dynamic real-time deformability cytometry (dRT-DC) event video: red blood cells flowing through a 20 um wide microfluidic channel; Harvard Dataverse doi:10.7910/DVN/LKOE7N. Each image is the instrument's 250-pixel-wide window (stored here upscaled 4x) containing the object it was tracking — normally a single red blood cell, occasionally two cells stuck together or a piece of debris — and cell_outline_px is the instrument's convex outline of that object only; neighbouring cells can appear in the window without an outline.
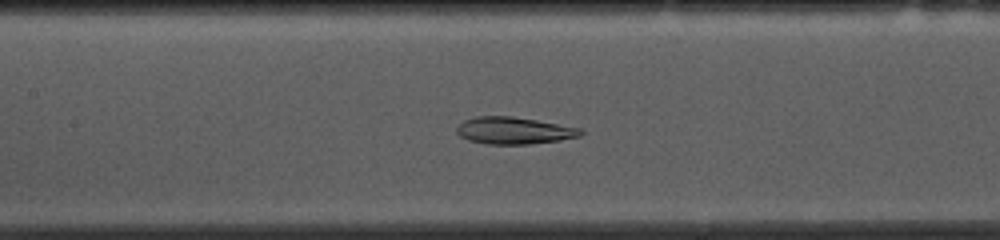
{"species": "common noctule bat (a hibernating species)", "species_latin": "Nyctalus noctula", "temperature_condition": "cold", "stored_images_in_passage": 54, "segment_of_instrument_passage": [1, 2], "camera_frame_rate_fps": 3000, "um_per_image_px": 0.085, "animal": {"sex": "female", "body_mass_g": 10.0, "forearm_length_mm": 53.1}, "frame": {"image": 1, "passage_image": 23, "time_ms": 7.333, "image_size_px": [1000, 240], "cell_outline_px": [[584, 132], [580, 136], [560, 140], [528, 144], [488, 144], [468, 140], [460, 136], [456, 132], [456, 128], [464, 120], [476, 116], [512, 116], [584, 128]], "centroid_in_image_um": [43.71, 11.09], "position_along_channel_um": 163.7, "area_um2": 19.59}}
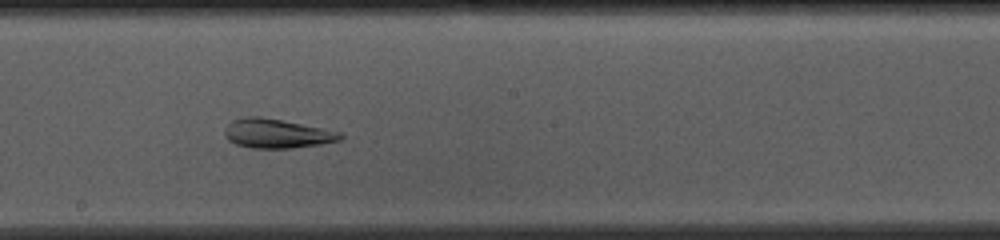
{"frame": {"image": 2, "passage_image": 28, "time_ms": 9.0, "image_size_px": [1000, 240], "cell_outline_px": [[344, 136], [340, 140], [320, 144], [292, 148], [252, 148], [236, 144], [228, 140], [224, 136], [224, 128], [232, 120], [244, 116], [260, 116], [340, 132]], "centroid_in_image_um": [23.47, 11.35], "position_along_channel_um": 224.7, "area_um2": 19.54}}
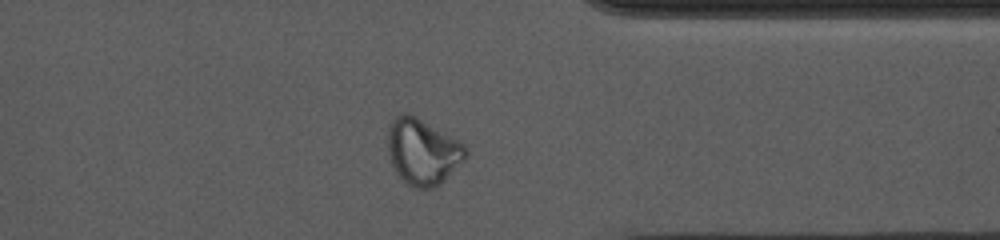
{"frame": {"image": 3, "passage_image": 41, "time_ms": 13.333, "image_size_px": [1000, 240], "cell_outline_px": [[468, 156], [440, 184], [432, 188], [416, 188], [408, 184], [396, 172], [392, 164], [388, 152], [388, 132], [392, 120], [396, 116], [404, 112], [408, 112], [460, 140], [468, 148]], "centroid_in_image_um": [35.95, 12.87], "position_along_channel_um": 375.4, "area_um2": 29.94}}